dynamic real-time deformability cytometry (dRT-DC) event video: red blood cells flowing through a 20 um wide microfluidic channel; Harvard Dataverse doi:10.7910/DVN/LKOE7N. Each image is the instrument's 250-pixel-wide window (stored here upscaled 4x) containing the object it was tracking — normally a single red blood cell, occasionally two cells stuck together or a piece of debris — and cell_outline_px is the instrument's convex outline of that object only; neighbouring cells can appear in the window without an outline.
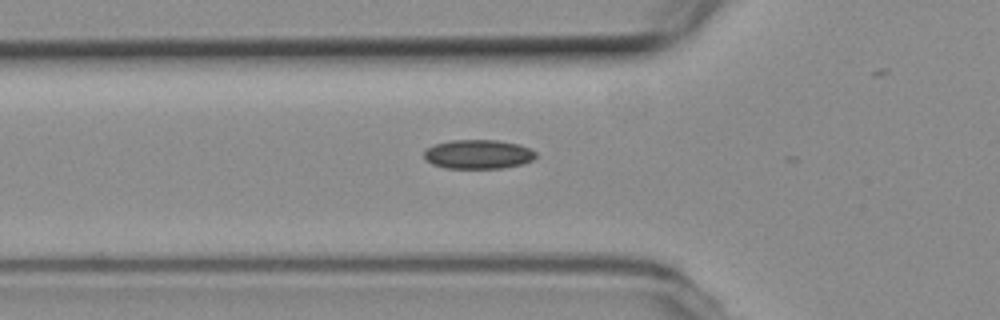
{"species": "common noctule bat (a hibernating species)", "species_latin": "Nyctalus noctula", "temperature_condition": "room temperature", "stored_images_in_passage": 25, "camera_frame_rate_fps": 3000, "um_per_image_px": 0.085, "animal": {"sex": "female", "body_mass_g": 19.3, "forearm_length_mm": 54.1}, "frame": {"image": 1, "passage_image": 2, "time_ms": 0.333, "image_size_px": [1000, 320], "cell_outline_px": [[536, 156], [532, 160], [524, 164], [500, 168], [444, 168], [432, 164], [424, 160], [424, 152], [428, 148], [436, 144], [452, 140], [496, 140], [516, 144], [528, 148], [536, 152]], "centroid_in_image_um": [40.63, 13.12], "position_along_channel_um": 85.2, "area_um2": 18.9}}
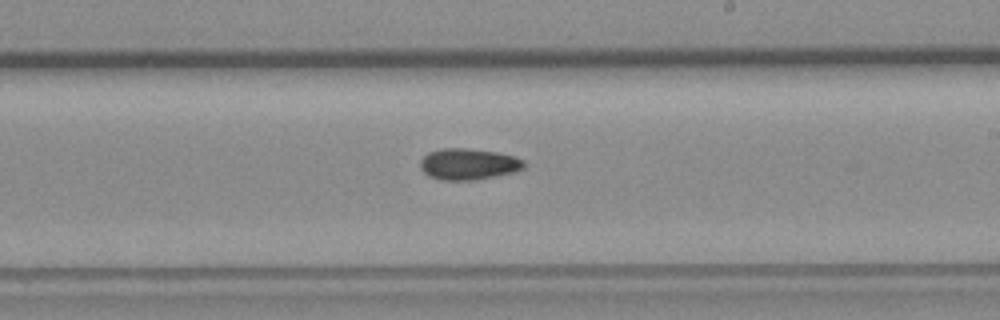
{"frame": {"image": 2, "passage_image": 15, "time_ms": 4.667, "image_size_px": [1000, 320], "cell_outline_px": [[524, 168], [512, 172], [476, 180], [440, 180], [428, 176], [420, 168], [420, 160], [428, 152], [440, 148], [464, 148], [496, 152], [512, 156], [524, 160]], "centroid_in_image_um": [39.76, 13.95], "position_along_channel_um": 249.2, "area_um2": 18.84}}
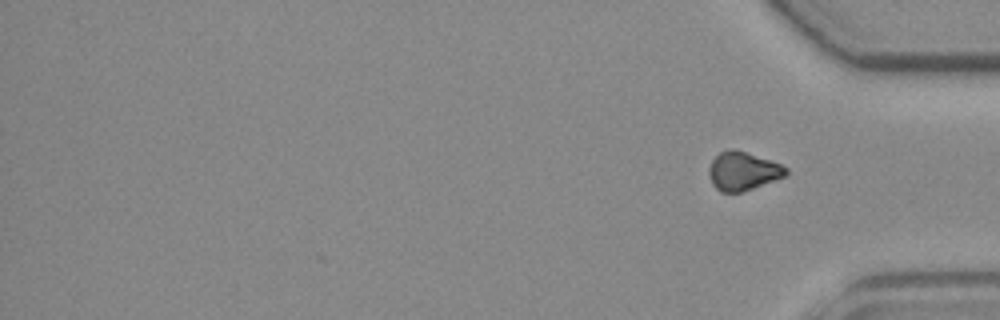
{"frame": {"image": 3, "passage_image": 25, "time_ms": 8.0, "image_size_px": [1000, 320], "cell_outline_px": [[788, 172], [784, 176], [752, 188], [740, 192], [720, 192], [712, 184], [708, 172], [708, 168], [712, 160], [720, 152], [732, 148], [736, 148], [780, 164], [788, 168]], "centroid_in_image_um": [63.11, 14.53], "position_along_channel_um": 372.1, "area_um2": 17.11}}